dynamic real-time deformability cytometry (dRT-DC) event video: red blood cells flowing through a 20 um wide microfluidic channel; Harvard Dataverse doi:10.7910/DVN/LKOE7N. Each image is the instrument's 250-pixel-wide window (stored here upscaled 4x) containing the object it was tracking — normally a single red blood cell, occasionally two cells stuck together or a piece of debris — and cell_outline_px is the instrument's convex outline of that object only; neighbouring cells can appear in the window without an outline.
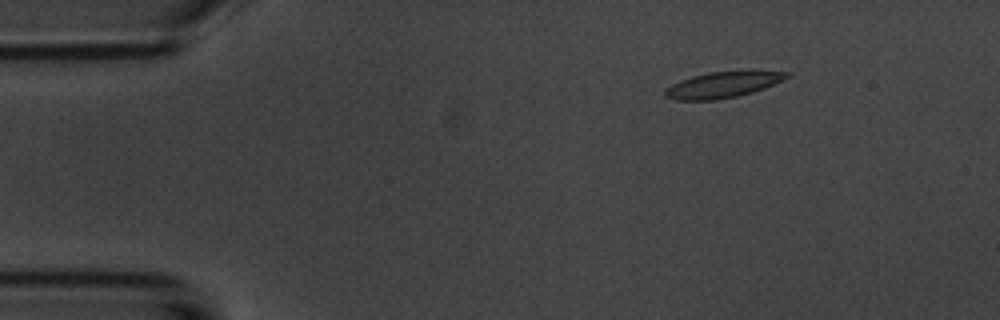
{"species": "common noctule bat (a hibernating species)", "species_latin": "Nyctalus noctula", "temperature_condition": "room temperature", "stored_images_in_passage": 7, "camera_frame_rate_fps": 3000, "um_per_image_px": 0.085, "animal": {"sex": "male", "body_mass_g": 20.1, "forearm_length_mm": 53.5}, "frame": {"image": 1, "passage_image": 1, "time_ms": 0.0, "image_size_px": [1000, 320], "cell_outline_px": [[792, 72], [788, 76], [764, 88], [752, 92], [736, 96], [712, 100], [676, 100], [664, 96], [664, 92], [672, 84], [680, 80], [692, 76], [708, 72]], "centroid_in_image_um": [61.34, 7.22], "position_along_channel_um": 23.7, "area_um2": 17.69}}
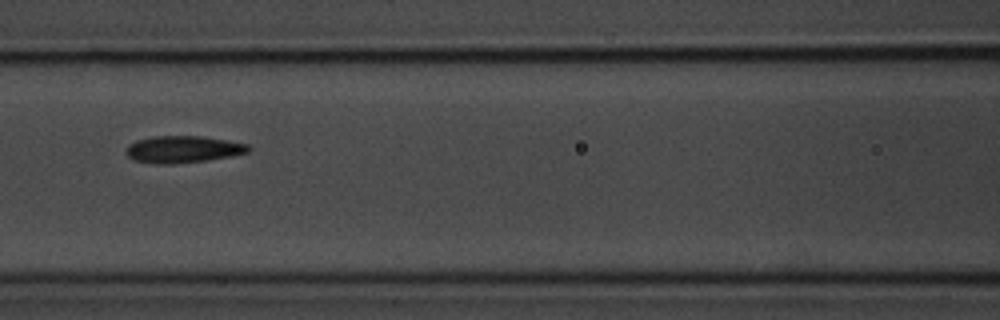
{"frame": {"image": 2, "passage_image": 5, "time_ms": 5.333, "image_size_px": [1000, 320], "cell_outline_px": [[252, 148], [248, 152], [232, 156], [208, 160], [172, 164], [152, 164], [132, 160], [128, 156], [128, 144], [136, 140], [152, 136], [200, 136], [248, 144]], "centroid_in_image_um": [15.54, 12.7], "position_along_channel_um": 151.1, "area_um2": 19.25}}
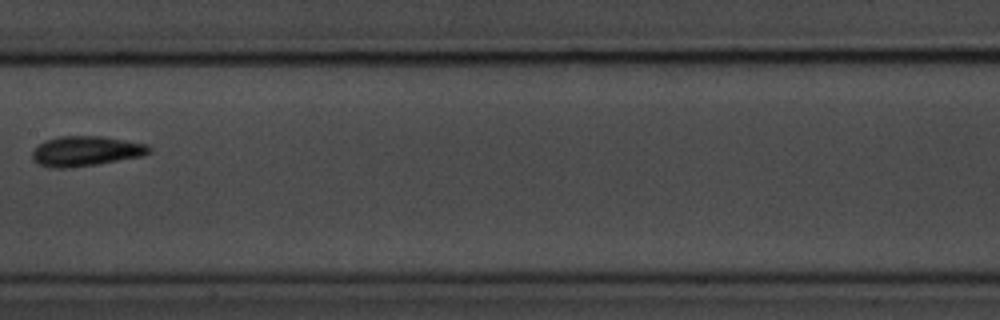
{"frame": {"image": 3, "passage_image": 6, "time_ms": 6.667, "image_size_px": [1000, 320], "cell_outline_px": [[152, 152], [144, 156], [96, 164], [68, 168], [52, 168], [40, 164], [32, 160], [32, 152], [44, 140], [60, 136], [104, 136], [148, 144], [152, 148]], "centroid_in_image_um": [7.34, 12.84], "position_along_channel_um": 200.1, "area_um2": 20.58}}